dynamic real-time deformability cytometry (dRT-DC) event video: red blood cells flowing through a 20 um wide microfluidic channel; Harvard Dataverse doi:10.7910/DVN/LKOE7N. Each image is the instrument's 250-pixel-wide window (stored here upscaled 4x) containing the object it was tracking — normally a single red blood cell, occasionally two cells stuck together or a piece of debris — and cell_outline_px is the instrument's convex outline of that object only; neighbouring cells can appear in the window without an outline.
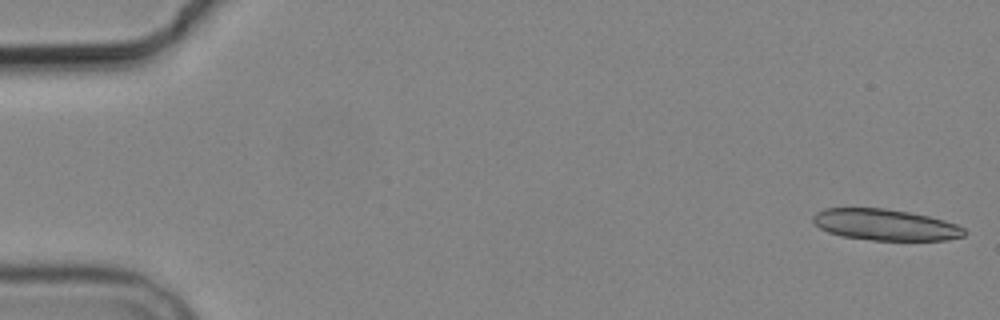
{"species": "common noctule bat (a hibernating species)", "species_latin": "Nyctalus noctula", "temperature_condition": "cold", "stored_images_in_passage": 6, "segment_of_instrument_passage": [1, 2], "camera_frame_rate_fps": 3000, "um_per_image_px": 0.085, "animal": {"sex": "male", "body_mass_g": 19.2, "forearm_length_mm": 51.8}, "frame": {"image": 1, "passage_image": 1, "time_ms": 0.0, "image_size_px": [1000, 320], "cell_outline_px": [[968, 232], [964, 236], [948, 240], [872, 240], [840, 236], [828, 232], [820, 228], [812, 220], [812, 216], [816, 212], [824, 208], [884, 208], [908, 212], [928, 216], [944, 220], [956, 224], [964, 228]], "centroid_in_image_um": [75.25, 19.11], "position_along_channel_um": 9.7, "area_um2": 27.63}}